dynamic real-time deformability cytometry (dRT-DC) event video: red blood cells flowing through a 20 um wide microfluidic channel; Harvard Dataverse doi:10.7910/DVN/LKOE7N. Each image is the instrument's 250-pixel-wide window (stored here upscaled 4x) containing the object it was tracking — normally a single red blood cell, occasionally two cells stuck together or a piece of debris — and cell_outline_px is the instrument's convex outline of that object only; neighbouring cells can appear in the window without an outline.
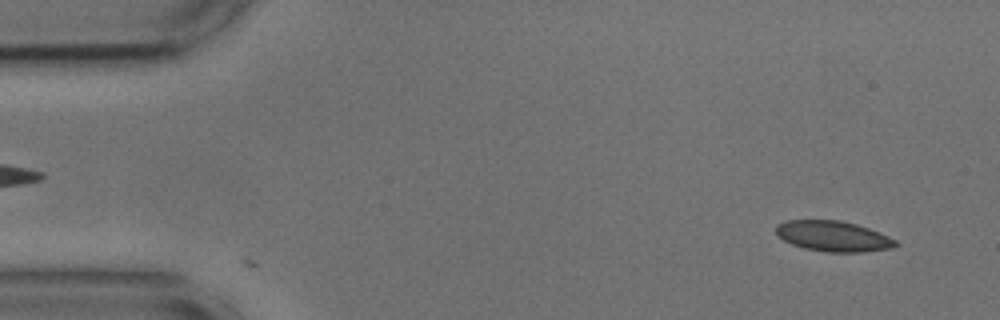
{"species": "common noctule bat (a hibernating species)", "species_latin": "Nyctalus noctula", "temperature_condition": "cold", "stored_images_in_passage": 3, "camera_frame_rate_fps": 3000, "um_per_image_px": 0.085, "animal": {"sex": "male", "body_mass_g": 17.9, "forearm_length_mm": 54.2}, "frame": {"image": 1, "passage_image": 3, "time_ms": 0.667, "image_size_px": [1000, 320], "cell_outline_px": [[900, 244], [892, 248], [864, 252], [824, 252], [804, 248], [792, 244], [784, 240], [776, 232], [776, 224], [784, 220], [840, 220], [856, 224], [880, 232], [896, 240]], "centroid_in_image_um": [70.84, 20.08], "position_along_channel_um": 14.2, "area_um2": 21.39}}